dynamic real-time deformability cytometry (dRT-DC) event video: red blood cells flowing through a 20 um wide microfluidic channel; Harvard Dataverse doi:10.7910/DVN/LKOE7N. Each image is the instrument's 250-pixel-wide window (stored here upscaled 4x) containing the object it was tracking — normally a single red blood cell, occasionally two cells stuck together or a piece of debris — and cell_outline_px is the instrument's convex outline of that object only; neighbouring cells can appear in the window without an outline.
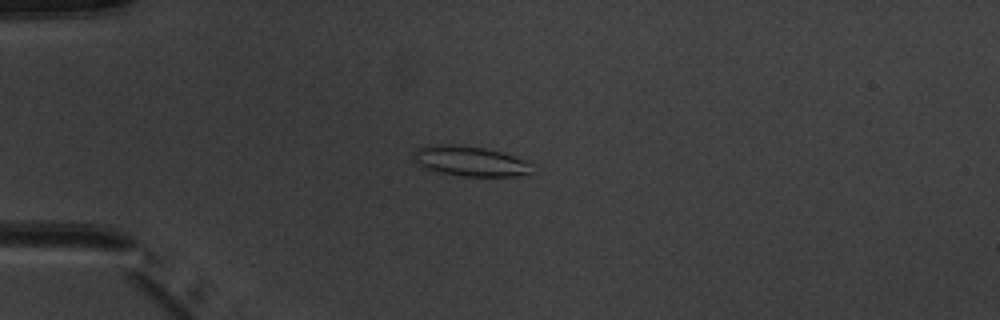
{"species": "common noctule bat (a hibernating species)", "species_latin": "Nyctalus noctula", "temperature_condition": "warm", "stored_images_in_passage": 6, "camera_frame_rate_fps": 3000, "um_per_image_px": 0.085, "animal": {"sex": "male", "body_mass_g": 20.1, "forearm_length_mm": 53.5}, "frame": {"image": 1, "passage_image": 4, "time_ms": 4.333, "image_size_px": [1000, 320], "cell_outline_px": [[528, 176], [460, 176], [432, 172], [416, 164], [412, 152], [416, 148], [428, 144], [452, 144], [484, 148], [500, 152], [524, 160], [528, 164]], "centroid_in_image_um": [39.81, 13.7], "position_along_channel_um": 45.2, "area_um2": 20.87}}
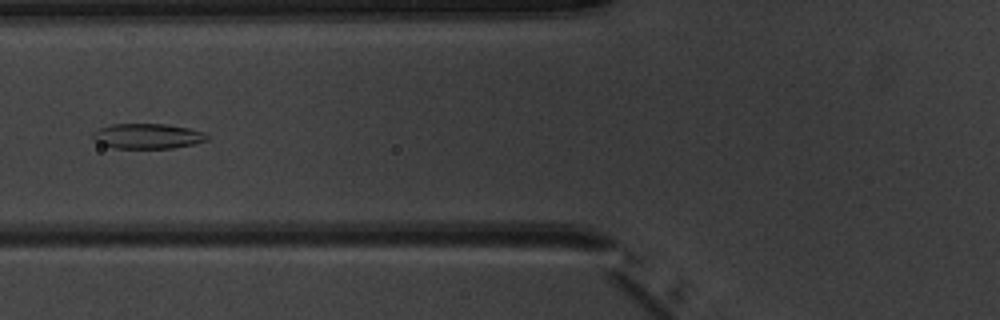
{"frame": {"image": 2, "passage_image": 6, "time_ms": 6.667, "image_size_px": [1000, 320], "cell_outline_px": [[208, 140], [192, 144], [172, 148], [112, 148], [100, 144], [92, 136], [92, 132], [100, 128], [112, 124], [168, 124], [188, 128], [204, 132], [208, 136]], "centroid_in_image_um": [12.53, 11.57], "position_along_channel_um": 113.3, "area_um2": 16.7}}